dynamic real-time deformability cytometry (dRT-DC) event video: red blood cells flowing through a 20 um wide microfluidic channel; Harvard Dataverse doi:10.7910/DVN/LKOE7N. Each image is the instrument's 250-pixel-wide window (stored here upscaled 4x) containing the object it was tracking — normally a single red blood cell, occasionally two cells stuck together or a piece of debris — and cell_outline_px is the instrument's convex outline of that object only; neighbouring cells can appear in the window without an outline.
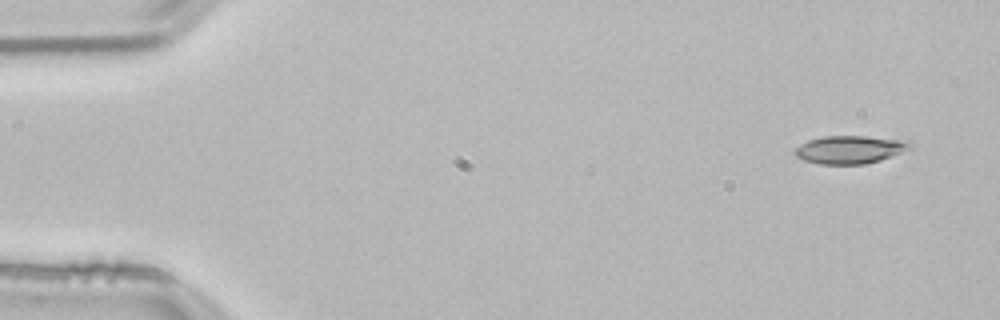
{"species": "common noctule bat (a hibernating species)", "species_latin": "Nyctalus noctula", "temperature_condition": "room temperature", "stored_images_in_passage": 51, "camera_frame_rate_fps": 3000, "um_per_image_px": 0.085, "animal": {"sex": "male", "body_mass_g": 21.5, "forearm_length_mm": 52.0}, "frame": {"image": 1, "passage_image": 1, "time_ms": 0.0, "image_size_px": [1000, 320], "cell_outline_px": [[912, 148], [892, 156], [880, 160], [864, 164], [820, 164], [804, 160], [796, 156], [796, 148], [800, 144], [808, 140], [824, 136], [864, 136], [908, 140], [912, 144]], "centroid_in_image_um": [72.28, 12.71], "position_along_channel_um": 12.7, "area_um2": 18.73}}
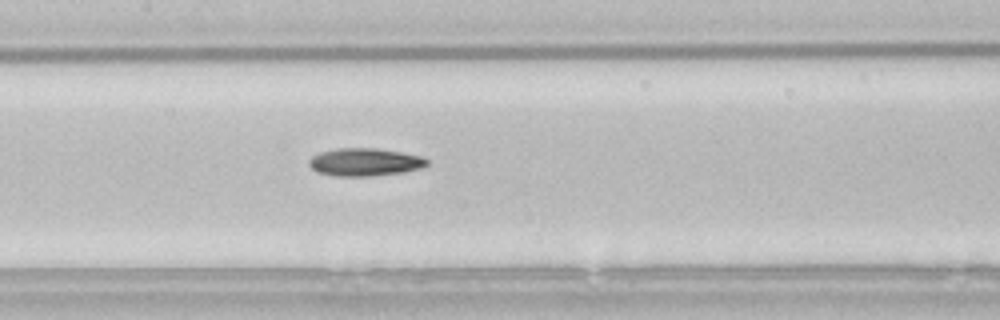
{"frame": {"image": 2, "passage_image": 23, "time_ms": 7.333, "image_size_px": [1000, 320], "cell_outline_px": [[428, 164], [420, 168], [404, 172], [372, 176], [336, 176], [316, 172], [308, 164], [308, 160], [312, 156], [320, 152], [336, 148], [376, 148], [400, 152], [420, 156], [428, 160]], "centroid_in_image_um": [30.97, 13.78], "position_along_channel_um": 176.4, "area_um2": 19.13}}
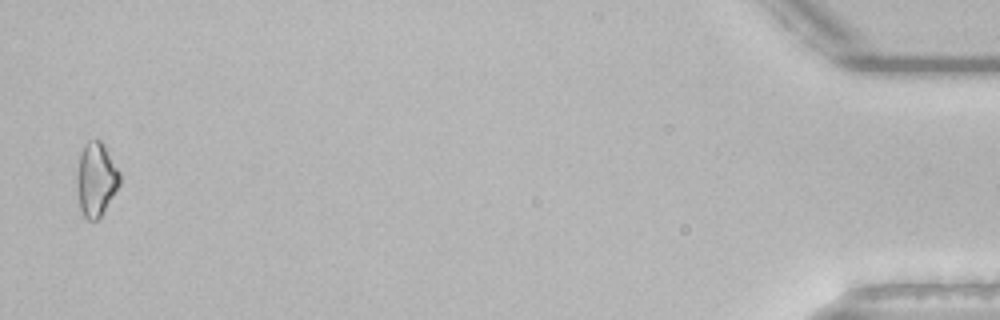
{"frame": {"image": 3, "passage_image": 50, "time_ms": 16.333, "image_size_px": [1000, 320], "cell_outline_px": [[120, 184], [100, 216], [96, 220], [88, 220], [84, 216], [80, 208], [76, 184], [76, 172], [80, 152], [84, 144], [88, 140], [100, 140], [120, 172]], "centroid_in_image_um": [8.14, 15.23], "position_along_channel_um": 427.1, "area_um2": 18.26}}